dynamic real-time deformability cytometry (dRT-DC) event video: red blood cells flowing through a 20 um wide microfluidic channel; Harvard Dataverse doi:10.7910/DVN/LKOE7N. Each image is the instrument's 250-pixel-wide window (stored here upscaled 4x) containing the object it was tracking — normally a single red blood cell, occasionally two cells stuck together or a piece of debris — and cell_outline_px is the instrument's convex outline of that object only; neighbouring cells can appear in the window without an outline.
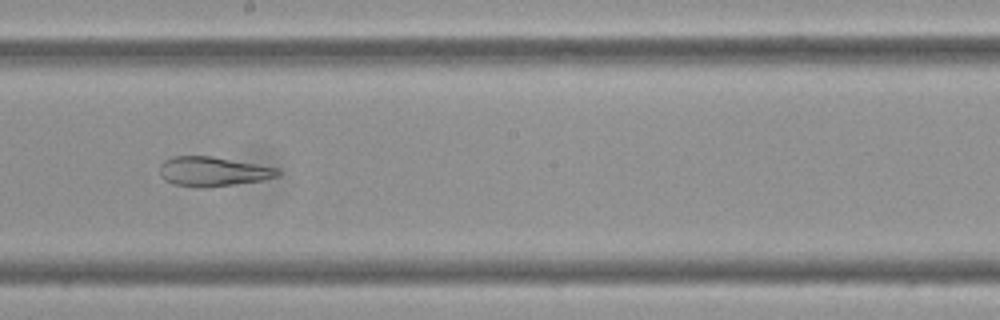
{"species": "Egyptian fruit bat (a non-hibernating species)", "species_latin": "Rousettus aegyptiacus", "temperature_condition": "cold", "stored_images_in_passage": 42, "camera_frame_rate_fps": 3000, "um_per_image_px": 0.085, "frame": {"image": 1, "passage_image": 19, "time_ms": 6.0, "image_size_px": [1000, 320], "cell_outline_px": [[280, 176], [264, 180], [204, 188], [196, 188], [172, 184], [164, 180], [160, 176], [160, 164], [164, 160], [172, 156], [212, 156], [280, 168]], "centroid_in_image_um": [18.09, 14.58], "position_along_channel_um": 230.1, "area_um2": 20.63}, "authors_computed_cell_mechanics": {"area_um2": 24.1315, "velocity_mm_per_s": 3.3936, "shape_relaxation_time_tau1_ms": null, "shape_relaxation_time_tau2_ms": 3.5377, "deformation_change_tau1": null, "deformation_change_tau2": 0.097}}